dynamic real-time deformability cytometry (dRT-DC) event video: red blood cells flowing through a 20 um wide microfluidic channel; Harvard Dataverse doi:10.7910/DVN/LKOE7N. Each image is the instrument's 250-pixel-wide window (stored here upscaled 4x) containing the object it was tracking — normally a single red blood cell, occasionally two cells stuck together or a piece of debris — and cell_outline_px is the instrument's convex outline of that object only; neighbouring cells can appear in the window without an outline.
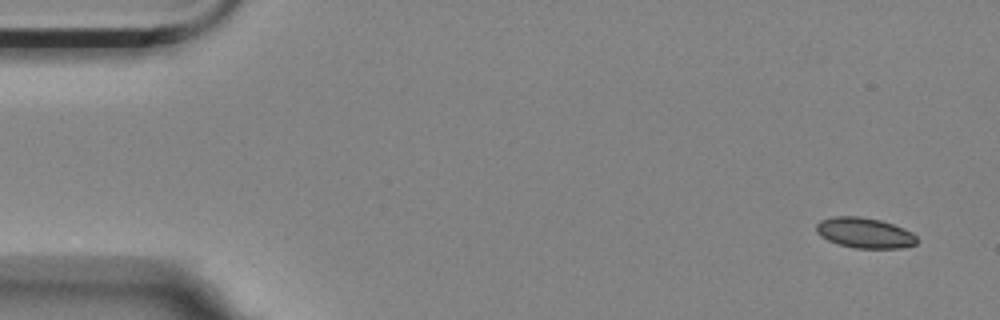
{"species": "Egyptian fruit bat (a non-hibernating species)", "species_latin": "Rousettus aegyptiacus", "temperature_condition": "room temperature", "stored_images_in_passage": 5, "camera_frame_rate_fps": 3000, "um_per_image_px": 0.085, "animal": {"sex": "female"}, "frame": {"image": 1, "passage_image": 1, "time_ms": 0.0, "image_size_px": [1000, 320], "cell_outline_px": [[916, 244], [900, 248], [856, 248], [836, 244], [820, 236], [816, 232], [816, 224], [820, 220], [832, 216], [860, 216], [880, 220], [904, 228], [912, 232], [916, 236]], "centroid_in_image_um": [73.46, 19.79], "position_along_channel_um": 11.5, "area_um2": 17.92}}
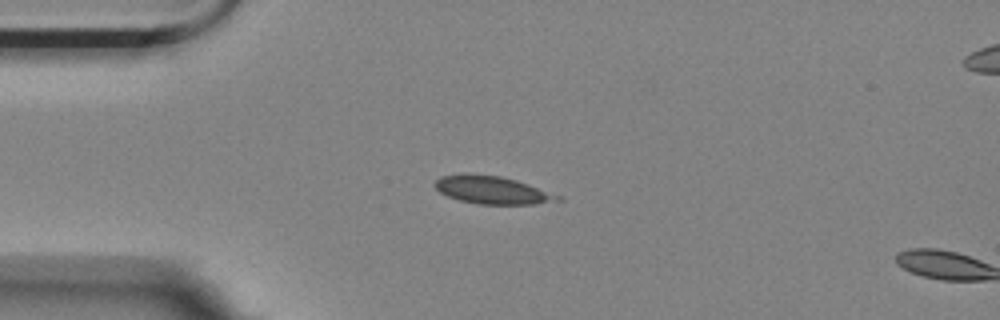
{"frame": {"image": 2, "passage_image": 4, "time_ms": 1.0, "image_size_px": [1000, 320], "cell_outline_px": [[564, 200], [532, 204], [480, 204], [460, 200], [448, 196], [440, 192], [432, 184], [440, 176], [460, 172], [468, 172], [500, 176], [516, 180], [564, 196]], "centroid_in_image_um": [41.83, 16.13], "position_along_channel_um": 43.2, "area_um2": 20.29}}